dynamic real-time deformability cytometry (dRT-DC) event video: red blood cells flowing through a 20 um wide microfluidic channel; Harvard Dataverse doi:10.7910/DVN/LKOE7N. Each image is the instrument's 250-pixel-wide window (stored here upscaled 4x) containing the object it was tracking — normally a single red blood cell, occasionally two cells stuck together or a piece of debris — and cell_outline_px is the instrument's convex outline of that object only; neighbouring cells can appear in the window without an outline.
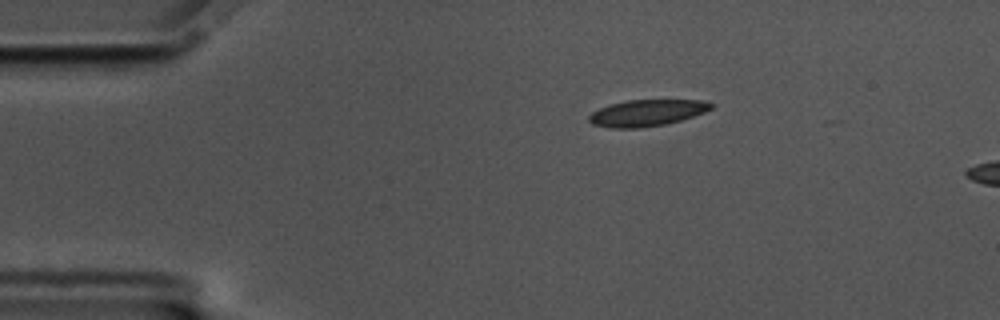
{"species": "common noctule bat (a hibernating species)", "species_latin": "Nyctalus noctula", "temperature_condition": "cold", "stored_images_in_passage": 6, "camera_frame_rate_fps": 3000, "um_per_image_px": 0.085, "animal": {"sex": "male", "body_mass_g": 17.5, "forearm_length_mm": 52.3}, "frame": {"image": 1, "passage_image": 1, "time_ms": 0.0, "image_size_px": [1000, 320], "cell_outline_px": [[716, 104], [712, 108], [704, 112], [680, 120], [664, 124], [640, 128], [608, 128], [592, 124], [588, 120], [588, 116], [592, 112], [608, 104], [624, 100], [700, 100]], "centroid_in_image_um": [54.94, 9.59], "position_along_channel_um": 30.1, "area_um2": 18.9}}